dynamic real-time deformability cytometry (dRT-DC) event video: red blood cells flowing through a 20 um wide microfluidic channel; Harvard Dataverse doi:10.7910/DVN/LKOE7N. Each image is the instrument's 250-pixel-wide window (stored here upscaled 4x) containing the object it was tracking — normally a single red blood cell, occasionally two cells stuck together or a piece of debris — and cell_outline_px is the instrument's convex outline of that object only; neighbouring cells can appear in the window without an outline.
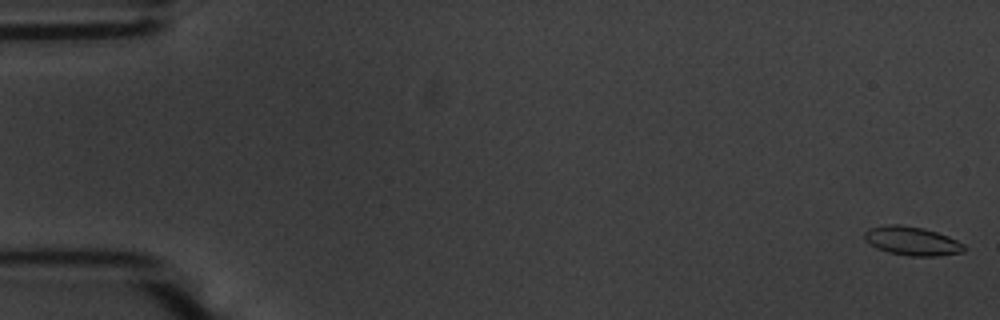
{"species": "common noctule bat (a hibernating species)", "species_latin": "Nyctalus noctula", "temperature_condition": "warm", "stored_images_in_passage": 15, "camera_frame_rate_fps": 3000, "um_per_image_px": 0.085, "animal": {"sex": "male", "body_mass_g": 20.1, "forearm_length_mm": 53.5}, "frame": {"image": 1, "passage_image": 1, "time_ms": 0.0, "image_size_px": [1000, 320], "cell_outline_px": [[964, 252], [936, 256], [908, 256], [888, 252], [876, 248], [868, 244], [864, 240], [864, 232], [868, 228], [888, 224], [900, 224], [924, 228], [948, 236], [964, 244]], "centroid_in_image_um": [77.47, 20.48], "position_along_channel_um": 7.5, "area_um2": 16.88}}
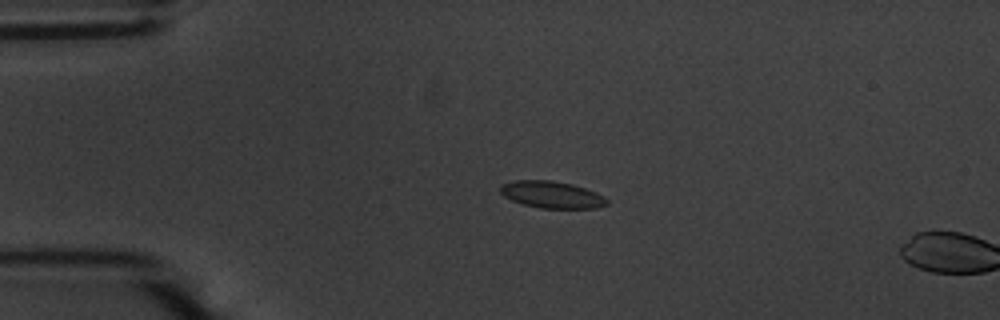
{"frame": {"image": 2, "passage_image": 13, "time_ms": 4.0, "image_size_px": [1000, 320], "cell_outline_px": [[608, 204], [596, 208], [540, 208], [524, 204], [512, 200], [504, 196], [500, 192], [500, 184], [512, 180], [552, 180], [572, 184], [596, 192], [604, 196], [608, 200]], "centroid_in_image_um": [46.89, 16.53], "position_along_channel_um": 38.1, "area_um2": 16.76}}